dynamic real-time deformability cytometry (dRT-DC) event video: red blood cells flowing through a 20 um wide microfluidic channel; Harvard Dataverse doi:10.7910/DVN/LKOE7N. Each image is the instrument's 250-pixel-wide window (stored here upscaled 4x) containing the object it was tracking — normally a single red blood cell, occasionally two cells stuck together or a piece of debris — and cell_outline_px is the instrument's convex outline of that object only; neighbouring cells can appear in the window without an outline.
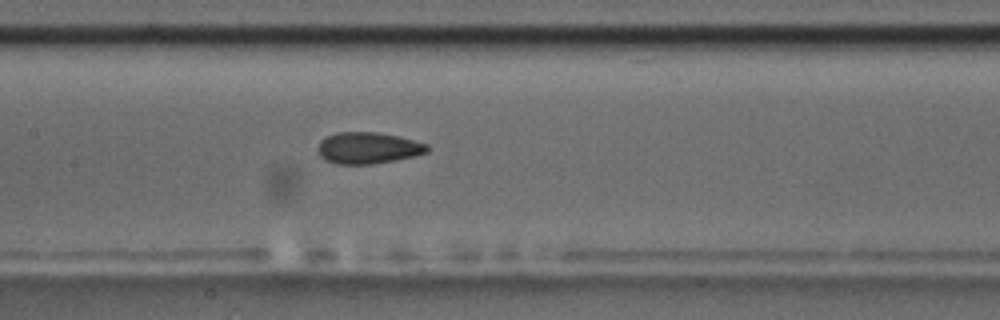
{"species": "common noctule bat (a hibernating species)", "species_latin": "Nyctalus noctula", "temperature_condition": "room temperature", "stored_images_in_passage": 7, "camera_frame_rate_fps": 3000, "um_per_image_px": 0.085, "animal": {"sex": "male", "body_mass_g": 17.5, "forearm_length_mm": 52.3}, "frame": {"image": 1, "passage_image": 7, "time_ms": 8.0, "image_size_px": [1000, 320], "cell_outline_px": [[428, 152], [416, 156], [396, 160], [372, 164], [336, 164], [324, 160], [320, 156], [316, 148], [320, 140], [336, 132], [376, 132], [396, 136], [428, 144]], "centroid_in_image_um": [31.25, 12.59], "position_along_channel_um": 176.2, "area_um2": 20.17}}